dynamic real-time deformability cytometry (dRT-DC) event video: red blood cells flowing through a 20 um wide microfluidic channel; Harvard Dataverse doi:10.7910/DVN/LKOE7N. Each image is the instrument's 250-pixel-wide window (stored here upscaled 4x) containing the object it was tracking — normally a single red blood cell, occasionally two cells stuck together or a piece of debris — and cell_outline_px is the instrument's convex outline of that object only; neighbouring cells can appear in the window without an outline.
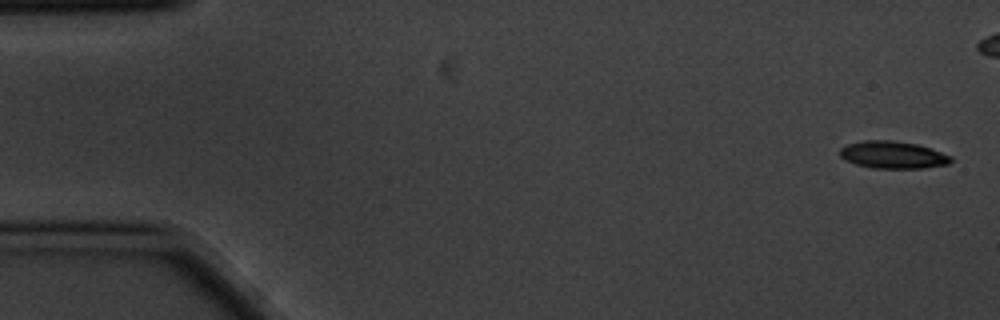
{"species": "common noctule bat (a hibernating species)", "species_latin": "Nyctalus noctula", "temperature_condition": "cold", "stored_images_in_passage": 6, "camera_frame_rate_fps": 3000, "um_per_image_px": 0.085, "animal": {"sex": "male", "body_mass_g": 20.1, "forearm_length_mm": 53.5}, "frame": {"image": 1, "passage_image": 1, "time_ms": 0.0, "image_size_px": [1000, 320], "cell_outline_px": [[952, 160], [948, 164], [924, 168], [872, 168], [856, 164], [844, 160], [840, 156], [840, 148], [848, 144], [864, 140], [892, 140], [916, 144], [952, 156]], "centroid_in_image_um": [75.86, 13.16], "position_along_channel_um": 9.1, "area_um2": 17.57}}